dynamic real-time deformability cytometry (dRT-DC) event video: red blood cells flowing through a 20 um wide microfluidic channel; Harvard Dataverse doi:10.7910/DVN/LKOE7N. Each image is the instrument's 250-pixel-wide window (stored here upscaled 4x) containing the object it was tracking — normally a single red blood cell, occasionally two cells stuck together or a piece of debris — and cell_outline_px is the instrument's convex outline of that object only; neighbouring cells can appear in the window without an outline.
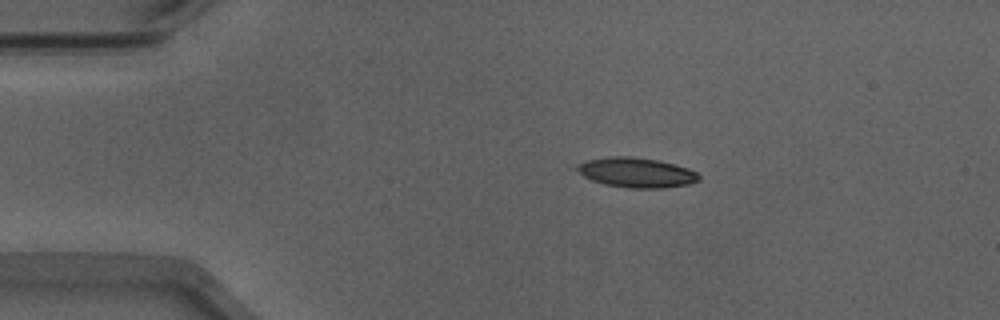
{"species": "Egyptian fruit bat (a non-hibernating species)", "species_latin": "Rousettus aegyptiacus", "temperature_condition": "warm", "stored_images_in_passage": 12, "camera_frame_rate_fps": 3000, "um_per_image_px": 0.085, "animal": {"sex": "male"}, "frame": {"image": 1, "passage_image": 1, "time_ms": 0.0, "image_size_px": [1000, 320], "cell_outline_px": [[700, 180], [688, 184], [660, 188], [628, 188], [604, 184], [592, 180], [568, 168], [588, 160], [612, 156], [632, 156], [656, 160], [688, 168], [696, 172], [700, 176]], "centroid_in_image_um": [54.02, 14.66], "position_along_channel_um": 31.0, "area_um2": 21.27}}
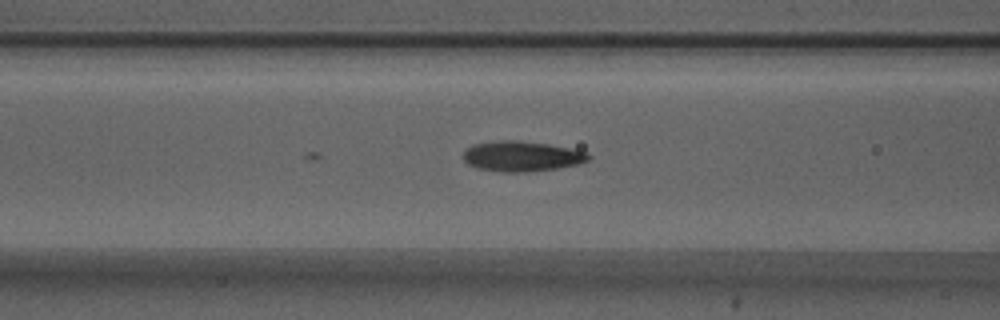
{"frame": {"image": 2, "passage_image": 12, "time_ms": 3.667, "image_size_px": [1000, 320], "cell_outline_px": [[592, 156], [588, 160], [580, 164], [556, 168], [524, 172], [504, 172], [476, 168], [468, 164], [464, 160], [464, 152], [472, 144], [496, 140], [520, 140], [548, 144], [572, 148], [588, 152]], "centroid_in_image_um": [44.37, 13.27], "position_along_channel_um": 122.2, "area_um2": 22.25}}